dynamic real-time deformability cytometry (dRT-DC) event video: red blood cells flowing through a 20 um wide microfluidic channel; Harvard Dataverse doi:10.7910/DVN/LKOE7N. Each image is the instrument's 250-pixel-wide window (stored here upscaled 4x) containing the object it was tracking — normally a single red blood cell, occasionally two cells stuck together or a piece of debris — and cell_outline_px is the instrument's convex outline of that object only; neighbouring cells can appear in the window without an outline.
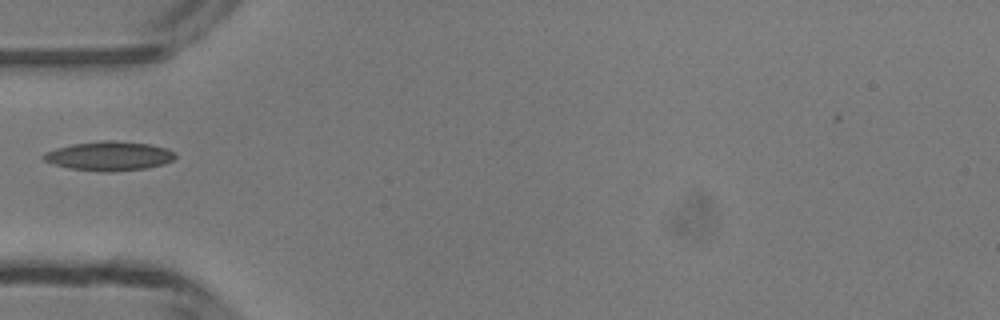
{"species": "common noctule bat (a hibernating species)", "species_latin": "Nyctalus noctula", "temperature_condition": "room temperature", "stored_images_in_passage": 5, "camera_frame_rate_fps": 3000, "um_per_image_px": 0.085, "animal": {"sex": "male", "body_mass_g": 13.3}, "frame": {"image": 1, "passage_image": 1, "time_ms": 0.0, "image_size_px": [1000, 320], "cell_outline_px": [[176, 156], [172, 160], [164, 164], [148, 168], [112, 172], [100, 172], [68, 168], [52, 164], [44, 160], [40, 156], [44, 152], [56, 148], [72, 144], [104, 140], [112, 140], [148, 144], [168, 148], [176, 152]], "centroid_in_image_um": [9.27, 13.27], "position_along_channel_um": 75.7, "area_um2": 22.72}}